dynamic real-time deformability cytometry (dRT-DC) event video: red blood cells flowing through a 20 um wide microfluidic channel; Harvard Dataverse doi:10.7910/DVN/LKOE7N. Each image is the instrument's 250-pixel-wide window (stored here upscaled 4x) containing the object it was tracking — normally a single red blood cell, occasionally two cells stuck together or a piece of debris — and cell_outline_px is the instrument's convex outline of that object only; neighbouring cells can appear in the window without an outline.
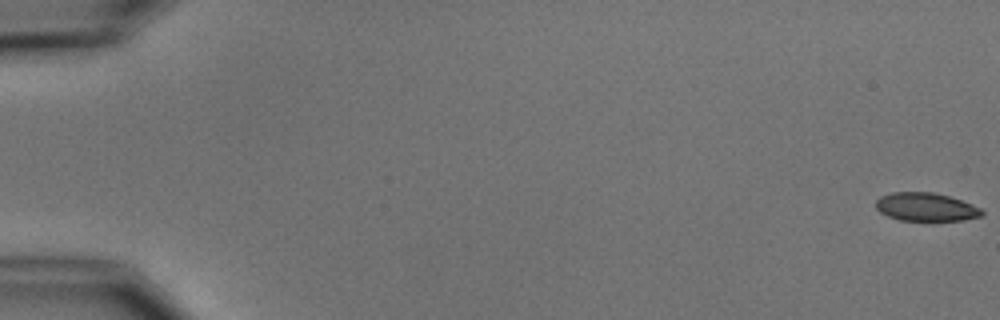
{"species": "common noctule bat (a hibernating species)", "species_latin": "Nyctalus noctula", "temperature_condition": "cold", "stored_images_in_passage": 5, "camera_frame_rate_fps": 3000, "um_per_image_px": 0.085, "animal": {"sex": "male", "body_mass_g": 15.6}, "frame": {"image": 1, "passage_image": 1, "time_ms": 0.0, "image_size_px": [1000, 320], "cell_outline_px": [[984, 216], [964, 220], [932, 224], [900, 220], [888, 216], [880, 212], [876, 208], [876, 200], [880, 196], [892, 192], [932, 192], [948, 196], [972, 204], [980, 208], [984, 212]], "centroid_in_image_um": [78.73, 17.65], "position_along_channel_um": 6.3, "area_um2": 18.38}}
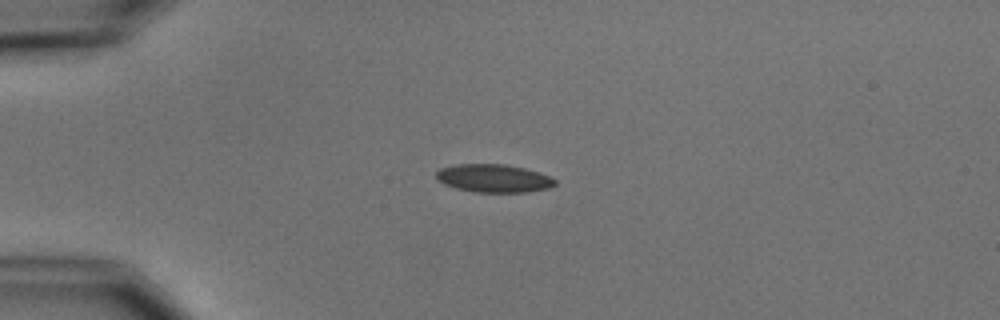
{"frame": {"image": 2, "passage_image": 5, "time_ms": 4.667, "image_size_px": [1000, 320], "cell_outline_px": [[556, 184], [548, 188], [528, 192], [476, 192], [456, 188], [444, 184], [436, 180], [436, 172], [440, 168], [452, 164], [504, 164], [524, 168], [548, 176], [556, 180]], "centroid_in_image_um": [41.91, 15.15], "position_along_channel_um": 43.1, "area_um2": 19.42}}